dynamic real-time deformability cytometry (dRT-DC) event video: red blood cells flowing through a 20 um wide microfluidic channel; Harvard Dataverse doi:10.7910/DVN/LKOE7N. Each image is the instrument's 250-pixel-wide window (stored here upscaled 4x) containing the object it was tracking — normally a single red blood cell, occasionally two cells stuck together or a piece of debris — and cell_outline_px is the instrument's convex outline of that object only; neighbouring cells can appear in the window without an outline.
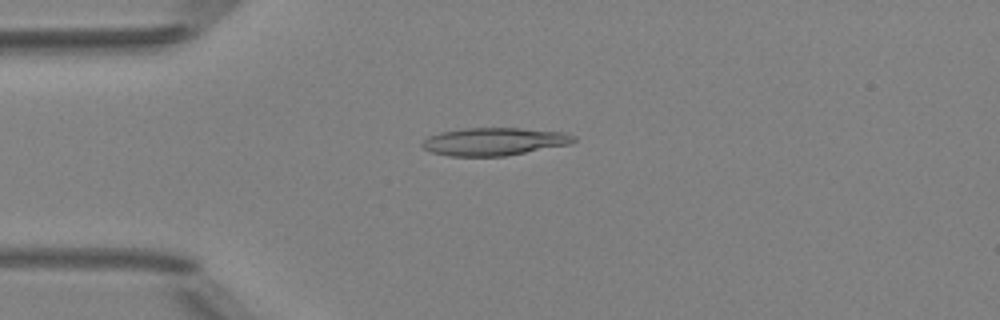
{"species": "Egyptian fruit bat (a non-hibernating species)", "species_latin": "Rousettus aegyptiacus", "temperature_condition": "room temperature", "stored_images_in_passage": 6, "camera_frame_rate_fps": 3000, "um_per_image_px": 0.085, "animal": {"sex": "female"}, "frame": {"image": 1, "passage_image": 4, "time_ms": 3.333, "image_size_px": [1000, 320], "cell_outline_px": [[576, 140], [568, 144], [504, 156], [448, 156], [432, 152], [424, 148], [420, 144], [428, 136], [440, 132], [464, 128], [520, 128], [564, 132], [576, 136]], "centroid_in_image_um": [41.97, 12.02], "position_along_channel_um": 43.0, "area_um2": 24.39}}
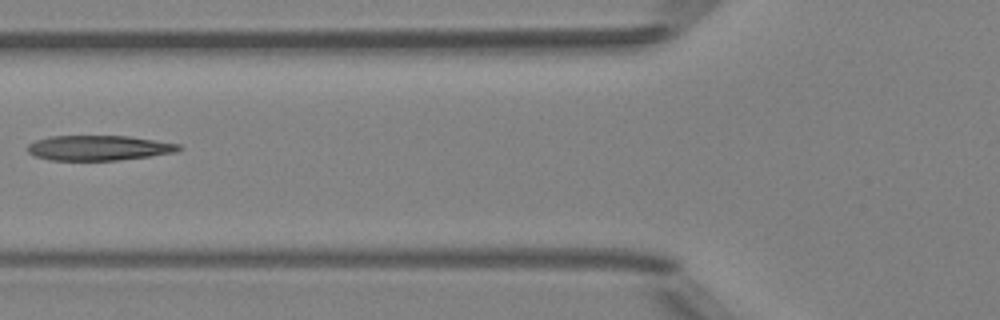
{"frame": {"image": 2, "passage_image": 6, "time_ms": 5.667, "image_size_px": [1000, 320], "cell_outline_px": [[184, 148], [176, 152], [148, 156], [116, 160], [48, 160], [36, 156], [28, 152], [28, 144], [36, 140], [48, 136], [128, 136], [180, 144]], "centroid_in_image_um": [8.39, 12.57], "position_along_channel_um": 117.4, "area_um2": 21.96}}